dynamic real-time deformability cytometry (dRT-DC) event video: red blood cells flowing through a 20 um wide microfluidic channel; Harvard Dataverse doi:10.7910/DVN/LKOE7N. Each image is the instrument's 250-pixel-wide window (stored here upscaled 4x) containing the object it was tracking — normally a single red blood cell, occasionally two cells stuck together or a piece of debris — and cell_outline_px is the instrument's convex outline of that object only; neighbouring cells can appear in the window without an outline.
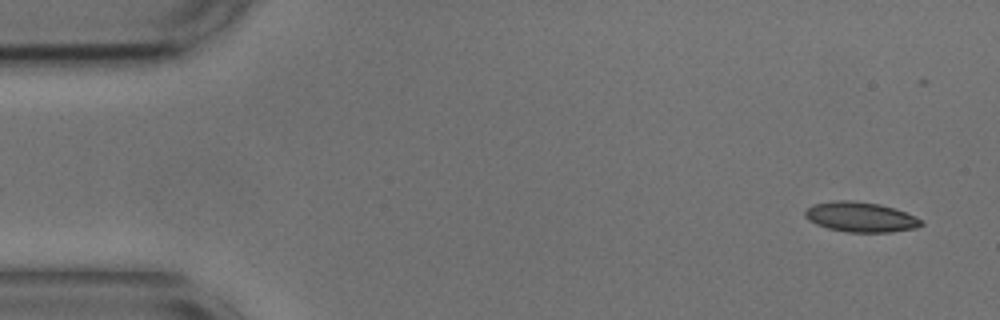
{"species": "common noctule bat (a hibernating species)", "species_latin": "Nyctalus noctula", "temperature_condition": "cold", "stored_images_in_passage": 17, "camera_frame_rate_fps": 3000, "um_per_image_px": 0.085, "animal": {"sex": "male", "body_mass_g": 17.9, "forearm_length_mm": 54.2}, "frame": {"image": 1, "passage_image": 1, "time_ms": 0.0, "image_size_px": [1000, 320], "cell_outline_px": [[924, 224], [916, 228], [892, 232], [848, 232], [828, 228], [816, 224], [808, 220], [804, 216], [804, 212], [812, 204], [836, 200], [852, 200], [880, 204], [916, 216], [924, 220]], "centroid_in_image_um": [73.16, 18.44], "position_along_channel_um": 11.8, "area_um2": 20.4}}
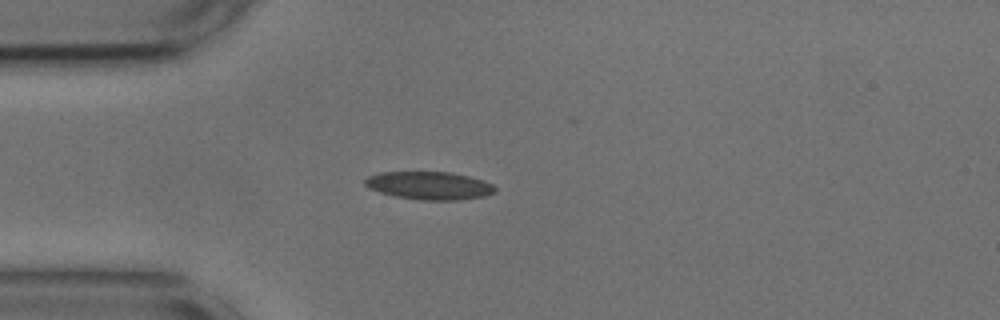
{"frame": {"image": 2, "passage_image": 12, "time_ms": 3.667, "image_size_px": [1000, 320], "cell_outline_px": [[496, 192], [484, 196], [456, 200], [420, 200], [396, 196], [380, 192], [368, 188], [364, 184], [364, 180], [368, 176], [380, 172], [452, 172], [484, 180], [492, 184], [496, 188]], "centroid_in_image_um": [36.49, 15.77], "position_along_channel_um": 48.5, "area_um2": 21.21}}